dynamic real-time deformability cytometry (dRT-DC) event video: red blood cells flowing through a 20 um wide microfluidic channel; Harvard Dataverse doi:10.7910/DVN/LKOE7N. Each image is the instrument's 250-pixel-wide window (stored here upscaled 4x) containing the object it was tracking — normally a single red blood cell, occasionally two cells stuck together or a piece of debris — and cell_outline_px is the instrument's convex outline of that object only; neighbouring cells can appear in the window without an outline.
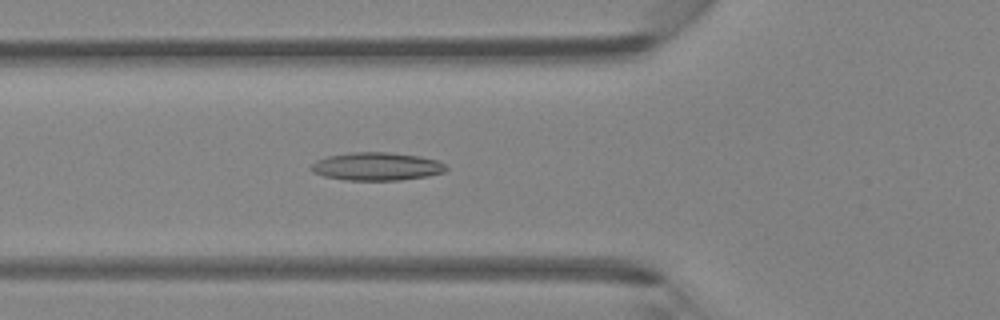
{"species": "Egyptian fruit bat (a non-hibernating species)", "species_latin": "Rousettus aegyptiacus", "temperature_condition": "room temperature", "stored_images_in_passage": 35, "camera_frame_rate_fps": 3000, "um_per_image_px": 0.085, "animal": {"sex": "female"}, "frame": {"image": 1, "passage_image": 6, "time_ms": 1.667, "image_size_px": [1000, 320], "cell_outline_px": [[448, 168], [444, 172], [428, 176], [400, 180], [344, 180], [324, 176], [312, 172], [308, 168], [316, 160], [328, 156], [352, 152], [388, 152], [420, 156], [436, 160], [444, 164]], "centroid_in_image_um": [31.99, 14.15], "position_along_channel_um": 93.8, "area_um2": 22.14}}
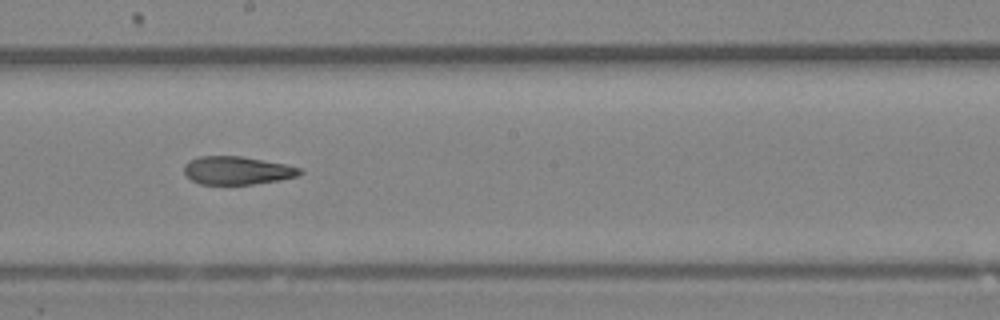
{"frame": {"image": 2, "passage_image": 15, "time_ms": 4.667, "image_size_px": [1000, 320], "cell_outline_px": [[304, 172], [296, 176], [280, 180], [252, 184], [200, 184], [192, 180], [184, 172], [184, 164], [188, 160], [200, 156], [240, 156], [284, 164], [300, 168]], "centroid_in_image_um": [20.13, 14.49], "position_along_channel_um": 228.1, "area_um2": 18.84}}
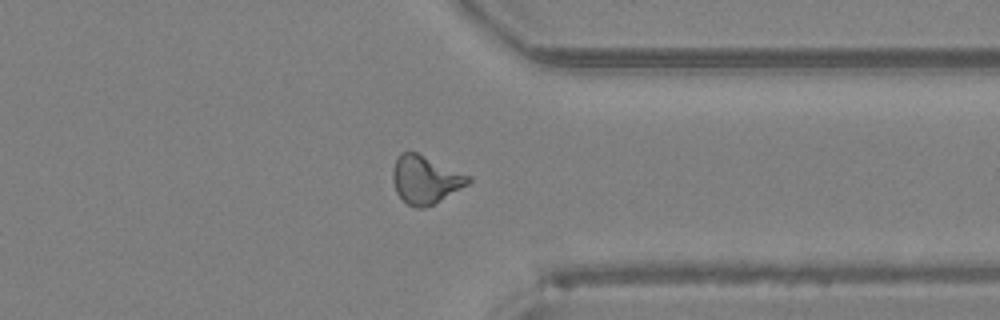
{"frame": {"image": 3, "passage_image": 25, "time_ms": 8.0, "image_size_px": [1000, 320], "cell_outline_px": [[472, 180], [468, 184], [432, 204], [424, 208], [416, 208], [408, 204], [396, 192], [392, 180], [392, 168], [400, 152], [416, 152], [472, 176]], "centroid_in_image_um": [36.14, 15.25], "position_along_channel_um": 375.3, "area_um2": 20.92}}